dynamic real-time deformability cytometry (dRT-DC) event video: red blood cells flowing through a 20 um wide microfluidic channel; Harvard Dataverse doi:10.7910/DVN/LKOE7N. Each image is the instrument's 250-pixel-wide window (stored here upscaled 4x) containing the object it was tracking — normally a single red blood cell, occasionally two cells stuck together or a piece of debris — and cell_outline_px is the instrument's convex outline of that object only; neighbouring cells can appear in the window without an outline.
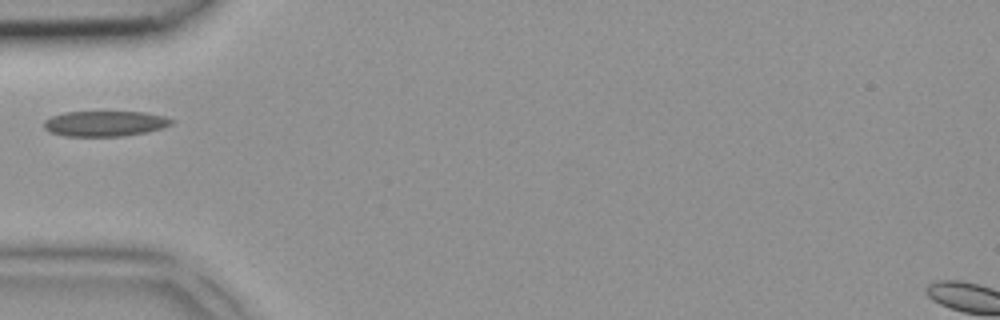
{"species": "common noctule bat (a hibernating species)", "species_latin": "Nyctalus noctula", "temperature_condition": "room temperature", "stored_images_in_passage": 1, "camera_frame_rate_fps": 3000, "um_per_image_px": 0.085, "animal": {"sex": "female", "body_mass_g": 18.4}, "frame": {"image": 1, "passage_image": 1, "time_ms": 0.0, "image_size_px": [1000, 320], "cell_outline_px": [[176, 120], [172, 124], [164, 128], [148, 132], [124, 136], [64, 136], [52, 132], [44, 128], [44, 120], [52, 116], [64, 112], [144, 112], [164, 116]], "centroid_in_image_um": [8.97, 10.5], "position_along_channel_um": 76.0, "area_um2": 19.02}}